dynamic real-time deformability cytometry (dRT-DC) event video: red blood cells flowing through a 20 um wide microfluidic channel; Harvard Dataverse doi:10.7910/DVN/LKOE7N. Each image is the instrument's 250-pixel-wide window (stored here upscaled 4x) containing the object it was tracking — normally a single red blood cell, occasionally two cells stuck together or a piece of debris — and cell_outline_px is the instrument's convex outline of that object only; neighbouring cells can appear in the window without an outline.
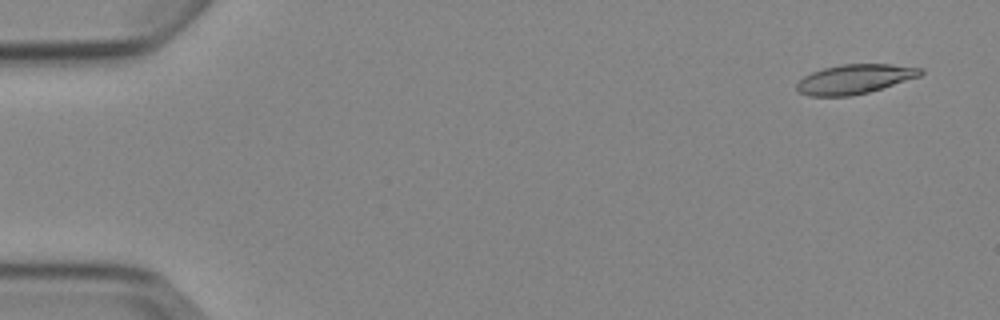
{"species": "Egyptian fruit bat (a non-hibernating species)", "species_latin": "Rousettus aegyptiacus", "temperature_condition": "cold", "stored_images_in_passage": 4, "camera_frame_rate_fps": 3000, "um_per_image_px": 0.085, "animal": {"sex": "female"}, "frame": {"image": 1, "passage_image": 1, "time_ms": 0.0, "image_size_px": [1000, 320], "cell_outline_px": [[924, 72], [920, 76], [868, 92], [852, 96], [808, 96], [800, 92], [796, 88], [796, 84], [804, 76], [812, 72], [824, 68], [840, 64], [888, 64], [924, 68]], "centroid_in_image_um": [72.64, 6.72], "position_along_channel_um": 12.4, "area_um2": 21.15}}